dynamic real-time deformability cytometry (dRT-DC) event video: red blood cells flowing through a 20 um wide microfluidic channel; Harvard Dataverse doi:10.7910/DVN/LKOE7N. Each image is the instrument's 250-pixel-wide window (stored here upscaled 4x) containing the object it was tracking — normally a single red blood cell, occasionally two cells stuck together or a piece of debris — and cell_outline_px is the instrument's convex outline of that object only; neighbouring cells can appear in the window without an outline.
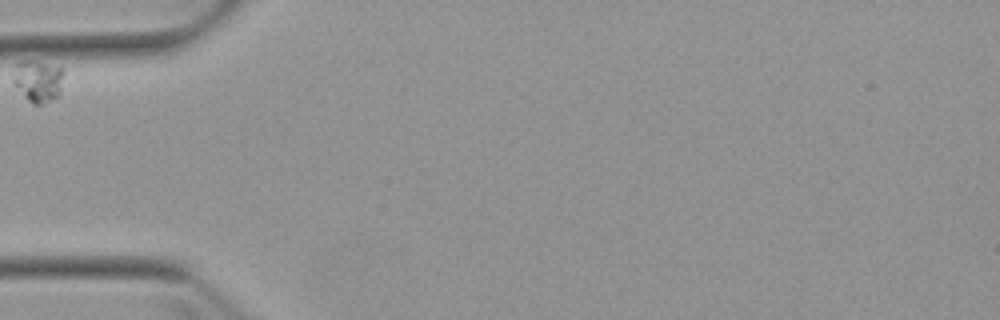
{"species": "Egyptian fruit bat (a non-hibernating species)", "species_latin": "Rousettus aegyptiacus", "temperature_condition": "warm", "stored_images_in_passage": 4, "camera_frame_rate_fps": 3000, "um_per_image_px": 0.085, "animal": {"sex": "female"}, "frame": {"image": 1, "passage_image": 1, "time_ms": 0.0, "image_size_px": [1000, 320], "cell_outline_px": [[64, 72], [60, 96], [44, 104], [32, 104], [12, 84], [12, 80], [16, 64], [20, 60], [32, 60], [60, 68]], "centroid_in_image_um": [3.22, 6.9], "position_along_channel_um": 81.8, "area_um2": 12.54}}
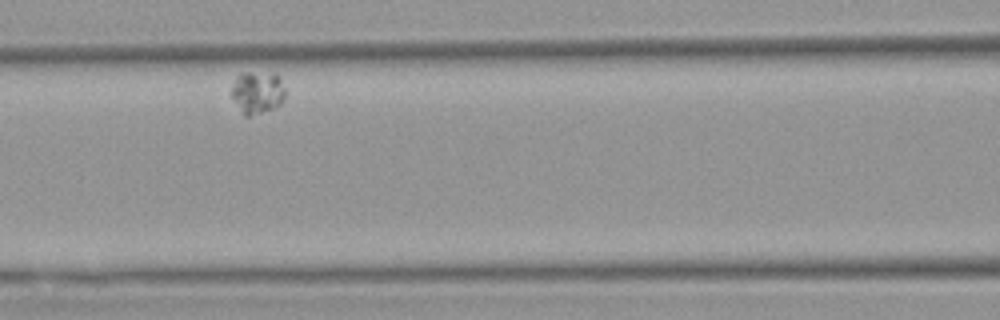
{"frame": {"image": 2, "passage_image": 3, "time_ms": 2.333, "image_size_px": [1000, 320], "cell_outline_px": [[284, 96], [280, 104], [272, 108], [248, 116], [244, 116], [232, 96], [232, 84], [236, 76], [244, 72], [248, 72], [276, 76], [280, 80], [284, 88]], "centroid_in_image_um": [21.83, 7.86], "position_along_channel_um": 144.8, "area_um2": 12.66}}